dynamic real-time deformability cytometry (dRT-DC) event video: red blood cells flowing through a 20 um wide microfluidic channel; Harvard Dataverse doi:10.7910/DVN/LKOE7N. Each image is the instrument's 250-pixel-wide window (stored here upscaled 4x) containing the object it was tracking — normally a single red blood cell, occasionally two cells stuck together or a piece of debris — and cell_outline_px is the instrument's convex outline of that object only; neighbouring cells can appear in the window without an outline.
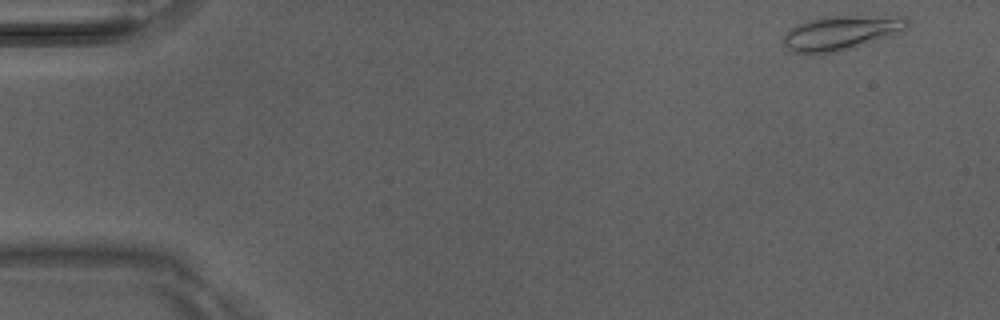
{"species": "Egyptian fruit bat (a non-hibernating species)", "species_latin": "Rousettus aegyptiacus", "temperature_condition": "room temperature", "stored_images_in_passage": 7, "camera_frame_rate_fps": 3000, "um_per_image_px": 0.085, "animal": {"sex": "male"}, "frame": {"image": 1, "passage_image": 1, "time_ms": 0.0, "image_size_px": [1000, 320], "cell_outline_px": [[908, 28], [904, 32], [892, 36], [852, 48], [836, 52], [792, 52], [784, 44], [784, 36], [792, 28], [808, 20], [824, 16], [908, 16]], "centroid_in_image_um": [71.61, 2.77], "position_along_channel_um": 13.4, "area_um2": 24.62}}